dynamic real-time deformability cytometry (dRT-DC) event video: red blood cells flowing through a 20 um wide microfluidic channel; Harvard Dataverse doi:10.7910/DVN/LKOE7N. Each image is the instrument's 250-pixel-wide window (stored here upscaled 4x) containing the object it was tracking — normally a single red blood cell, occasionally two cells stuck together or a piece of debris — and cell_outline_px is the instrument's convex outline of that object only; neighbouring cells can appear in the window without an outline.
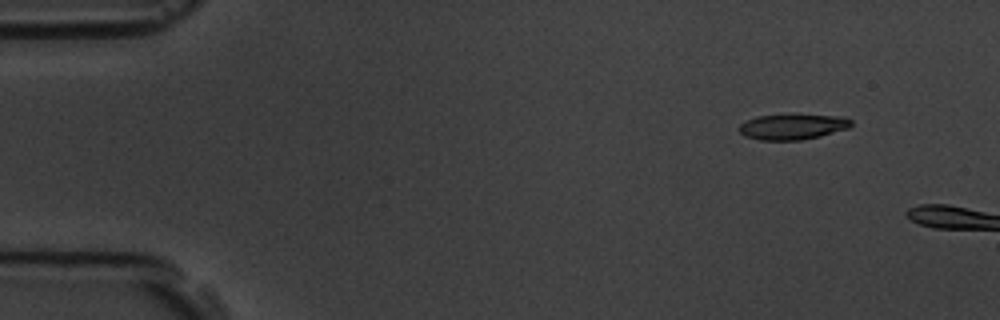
{"species": "common noctule bat (a hibernating species)", "species_latin": "Nyctalus noctula", "temperature_condition": "room temperature", "stored_images_in_passage": 2, "camera_frame_rate_fps": 3000, "um_per_image_px": 0.085, "animal": {"sex": "male", "body_mass_g": 19.5, "forearm_length_mm": 54.6}, "frame": {"image": 1, "passage_image": 1, "time_ms": 0.0, "image_size_px": [1000, 320], "cell_outline_px": [[852, 124], [848, 128], [820, 136], [800, 140], [760, 140], [744, 136], [736, 128], [740, 124], [756, 116], [792, 112], [796, 112], [844, 116], [852, 120]], "centroid_in_image_um": [67.38, 10.72], "position_along_channel_um": 17.6, "area_um2": 17.57}}